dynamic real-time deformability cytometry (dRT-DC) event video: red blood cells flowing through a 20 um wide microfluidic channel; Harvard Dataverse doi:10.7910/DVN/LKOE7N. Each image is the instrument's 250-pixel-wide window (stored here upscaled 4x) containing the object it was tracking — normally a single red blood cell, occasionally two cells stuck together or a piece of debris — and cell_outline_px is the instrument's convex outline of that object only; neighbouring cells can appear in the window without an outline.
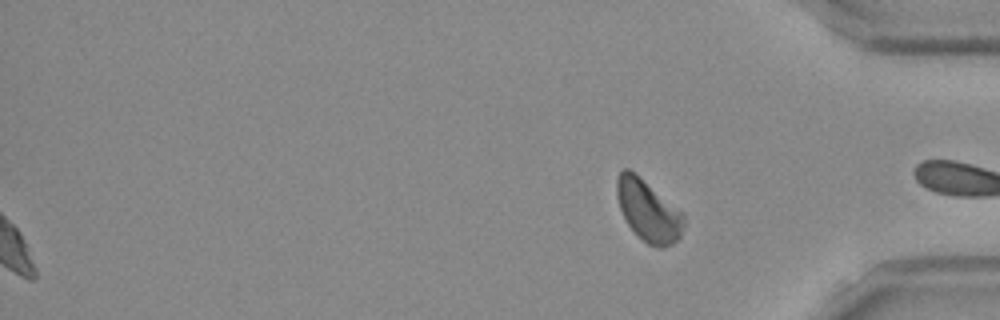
{"species": "Egyptian fruit bat (a non-hibernating species)", "species_latin": "Rousettus aegyptiacus", "temperature_condition": "room temperature", "stored_images_in_passage": 51, "segment_of_instrument_passage": [2, 2], "camera_frame_rate_fps": 3000, "um_per_image_px": 0.085, "frame": {"image": 1, "passage_image": 51, "time_ms": 16.667, "image_size_px": [1000, 320], "cell_outline_px": [[684, 228], [680, 236], [672, 244], [664, 248], [660, 248], [648, 244], [628, 224], [620, 208], [616, 196], [616, 180], [620, 172], [624, 168], [628, 168], [636, 172], [680, 212], [684, 216]], "centroid_in_image_um": [55.07, 17.89], "position_along_channel_um": 380.1, "area_um2": 23.52}}